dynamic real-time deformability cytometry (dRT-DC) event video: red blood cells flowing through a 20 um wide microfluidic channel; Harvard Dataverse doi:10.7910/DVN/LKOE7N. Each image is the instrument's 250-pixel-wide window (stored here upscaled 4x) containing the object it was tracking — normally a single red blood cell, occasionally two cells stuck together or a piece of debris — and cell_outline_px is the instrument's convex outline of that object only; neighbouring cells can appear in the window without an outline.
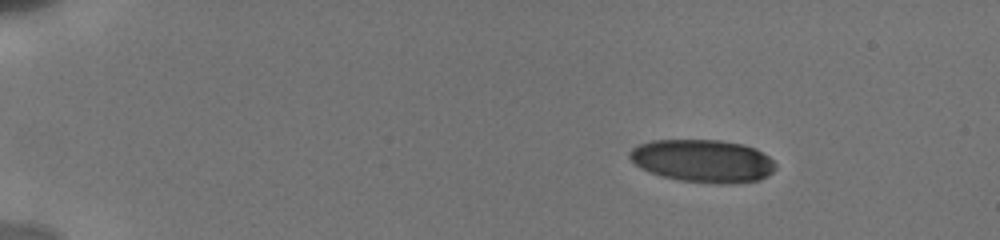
{"species": "human", "species_latin": "Homo sapiens", "temperature_condition": "cold", "stored_images_in_passage": 10, "camera_frame_rate_fps": 3000, "um_per_image_px": 0.085, "donor": {"sex": "male"}, "frame": {"image": 1, "passage_image": 1, "time_ms": 0.0, "image_size_px": [1000, 240], "cell_outline_px": [[776, 168], [768, 176], [760, 180], [724, 184], [716, 184], [680, 180], [660, 176], [648, 172], [640, 168], [628, 156], [628, 152], [632, 148], [640, 144], [652, 140], [720, 140], [744, 144], [756, 148], [768, 156], [776, 164]], "centroid_in_image_um": [59.74, 13.68], "position_along_channel_um": 25.3, "area_um2": 36.65}}
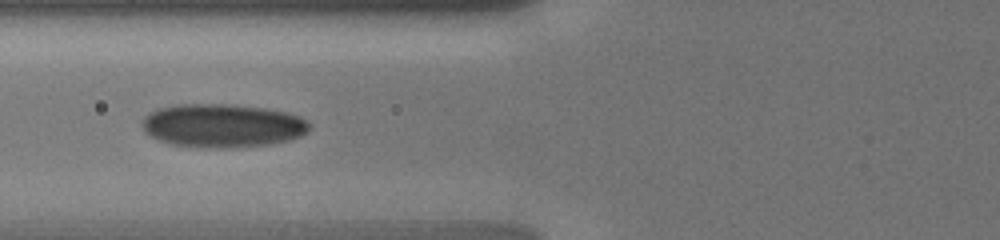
{"frame": {"image": 2, "passage_image": 6, "time_ms": 5.0, "image_size_px": [1000, 240], "cell_outline_px": [[312, 128], [308, 132], [300, 136], [288, 140], [268, 144], [224, 148], [208, 148], [172, 144], [160, 140], [144, 132], [140, 124], [144, 116], [148, 112], [160, 108], [176, 104], [236, 104], [268, 108], [288, 112], [300, 116], [308, 120], [312, 124]], "centroid_in_image_um": [18.94, 10.66], "position_along_channel_um": 106.9, "area_um2": 42.95}}
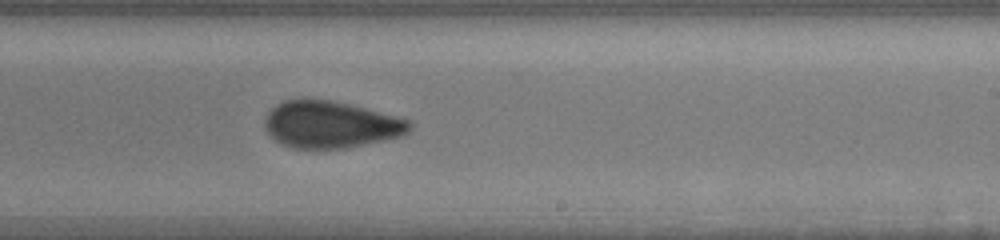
{"frame": {"image": 3, "passage_image": 10, "time_ms": 9.0, "image_size_px": [1000, 240], "cell_outline_px": [[412, 128], [408, 132], [400, 136], [384, 140], [344, 148], [292, 148], [280, 144], [268, 132], [264, 124], [264, 120], [268, 112], [276, 104], [284, 100], [300, 96], [332, 100], [412, 120]], "centroid_in_image_um": [28.07, 10.55], "position_along_channel_um": 260.9, "area_um2": 39.94}}